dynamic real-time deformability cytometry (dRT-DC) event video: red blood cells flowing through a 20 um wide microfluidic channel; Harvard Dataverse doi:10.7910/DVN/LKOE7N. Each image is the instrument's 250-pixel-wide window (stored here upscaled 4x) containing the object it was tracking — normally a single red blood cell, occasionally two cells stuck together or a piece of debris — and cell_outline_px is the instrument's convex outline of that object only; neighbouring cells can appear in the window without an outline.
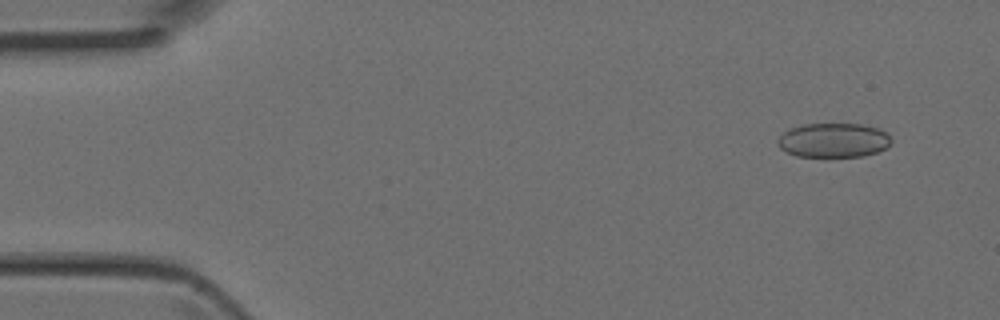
{"species": "Egyptian fruit bat (a non-hibernating species)", "species_latin": "Rousettus aegyptiacus", "temperature_condition": "room temperature", "stored_images_in_passage": 3, "camera_frame_rate_fps": 3000, "um_per_image_px": 0.085, "animal": {"sex": "female"}, "frame": {"image": 1, "passage_image": 1, "time_ms": 0.0, "image_size_px": [1000, 320], "cell_outline_px": [[892, 144], [876, 152], [864, 156], [796, 156], [780, 148], [776, 140], [788, 128], [804, 124], [860, 124], [880, 128], [888, 132], [892, 140]], "centroid_in_image_um": [70.87, 11.91], "position_along_channel_um": 14.1, "area_um2": 22.83}}